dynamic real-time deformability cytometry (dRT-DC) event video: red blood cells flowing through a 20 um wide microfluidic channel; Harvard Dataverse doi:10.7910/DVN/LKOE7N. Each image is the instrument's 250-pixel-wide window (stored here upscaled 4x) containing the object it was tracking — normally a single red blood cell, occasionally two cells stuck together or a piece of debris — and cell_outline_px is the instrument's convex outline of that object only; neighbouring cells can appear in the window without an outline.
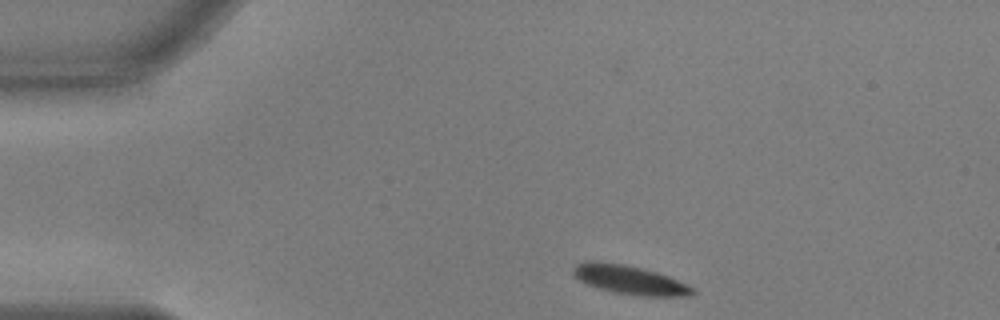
{"species": "common noctule bat (a hibernating species)", "species_latin": "Nyctalus noctula", "temperature_condition": "warm", "stored_images_in_passage": 46, "camera_frame_rate_fps": 3000, "um_per_image_px": 0.085, "animal": {"sex": "male", "body_mass_g": 17.9, "forearm_length_mm": 54.2}, "frame": {"image": 1, "passage_image": 1, "time_ms": 0.0, "image_size_px": [1000, 320], "cell_outline_px": [[696, 292], [688, 296], [640, 296], [612, 292], [588, 284], [580, 280], [572, 272], [572, 268], [576, 264], [584, 260], [596, 260], [624, 264], [644, 268], [668, 276], [696, 288]], "centroid_in_image_um": [53.52, 23.77], "position_along_channel_um": 31.5, "area_um2": 20.29}}
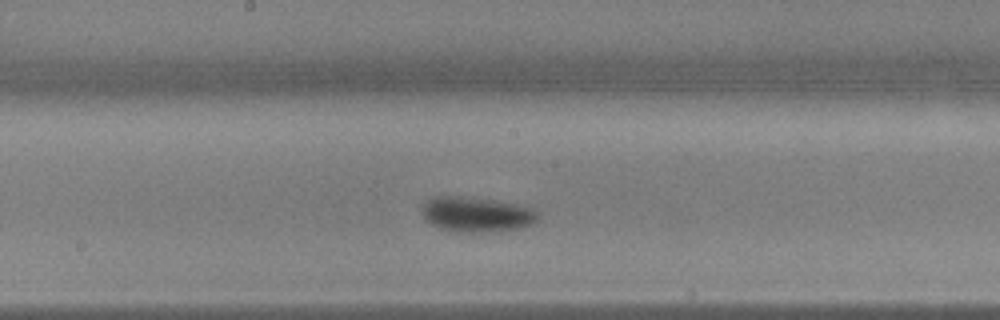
{"frame": {"image": 2, "passage_image": 20, "time_ms": 6.333, "image_size_px": [1000, 320], "cell_outline_px": [[540, 216], [532, 224], [520, 228], [480, 232], [448, 232], [424, 220], [420, 212], [420, 208], [432, 196], [460, 196], [492, 200], [516, 204], [532, 208], [540, 212]], "centroid_in_image_um": [40.46, 18.22], "position_along_channel_um": 207.7, "area_um2": 23.93}}
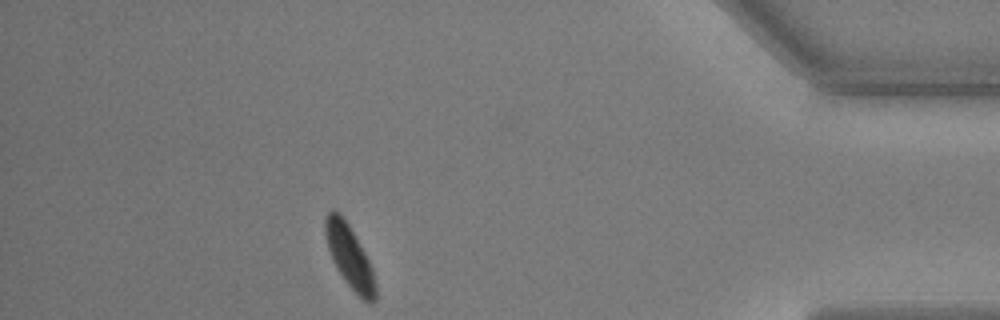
{"frame": {"image": 3, "passage_image": 40, "time_ms": 13.0, "image_size_px": [1000, 320], "cell_outline_px": [[376, 300], [364, 300], [344, 280], [336, 268], [332, 260], [328, 248], [324, 232], [324, 216], [332, 208], [344, 216], [364, 252], [372, 268], [376, 284]], "centroid_in_image_um": [29.67, 21.73], "position_along_channel_um": 405.5, "area_um2": 18.21}, "authors_computed_cell_mechanics": {"area_um2": 20.7502, "velocity_mm_per_s": 3.6309, "shape_relaxation_time_tau1_ms": 4.4114, "shape_relaxation_time_tau2_ms": null, "deformation_change_tau1": 0.1469, "deformation_change_tau2": null}}